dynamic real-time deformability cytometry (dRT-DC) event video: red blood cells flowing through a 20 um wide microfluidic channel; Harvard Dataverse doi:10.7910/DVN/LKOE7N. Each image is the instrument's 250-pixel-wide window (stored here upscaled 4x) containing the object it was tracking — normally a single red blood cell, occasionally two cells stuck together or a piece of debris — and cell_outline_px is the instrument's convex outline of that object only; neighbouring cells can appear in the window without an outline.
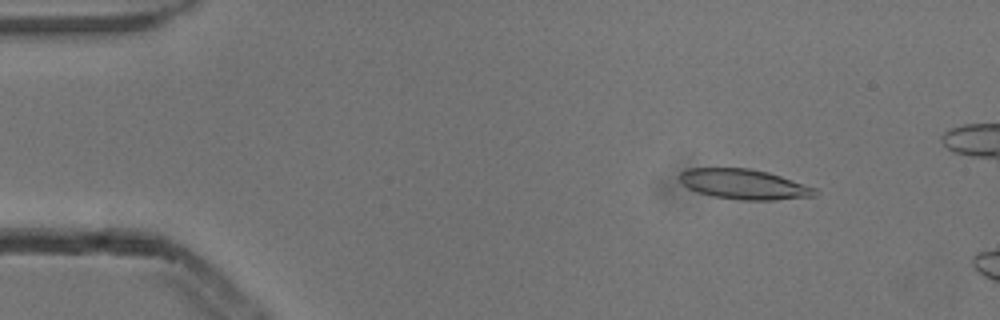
{"species": "common noctule bat (a hibernating species)", "species_latin": "Nyctalus noctula", "temperature_condition": "cold", "stored_images_in_passage": 3, "camera_frame_rate_fps": 3000, "um_per_image_px": 0.085, "animal": {"sex": "male", "body_mass_g": 13.3}, "frame": {"image": 1, "passage_image": 1, "time_ms": 0.0, "image_size_px": [1000, 320], "cell_outline_px": [[820, 192], [816, 196], [776, 200], [740, 200], [712, 196], [688, 188], [676, 176], [680, 172], [688, 168], [748, 168], [768, 172], [816, 188]], "centroid_in_image_um": [63.25, 15.66], "position_along_channel_um": 21.8, "area_um2": 23.81}}